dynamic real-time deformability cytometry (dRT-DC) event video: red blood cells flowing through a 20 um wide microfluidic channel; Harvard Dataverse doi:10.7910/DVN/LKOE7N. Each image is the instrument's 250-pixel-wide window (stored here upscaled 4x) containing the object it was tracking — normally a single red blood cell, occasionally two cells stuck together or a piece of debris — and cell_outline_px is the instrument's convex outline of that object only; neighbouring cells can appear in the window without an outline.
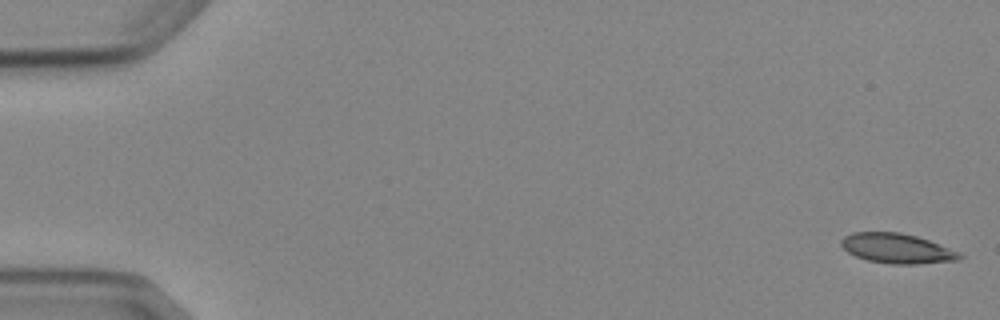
{"species": "Egyptian fruit bat (a non-hibernating species)", "species_latin": "Rousettus aegyptiacus", "temperature_condition": "cold", "stored_images_in_passage": 6, "camera_frame_rate_fps": 3000, "um_per_image_px": 0.085, "animal": {"sex": "female"}, "frame": {"image": 1, "passage_image": 1, "time_ms": 0.0, "image_size_px": [1000, 320], "cell_outline_px": [[964, 256], [960, 260], [916, 264], [892, 264], [868, 260], [856, 256], [848, 252], [840, 244], [840, 240], [844, 236], [852, 232], [900, 232], [916, 236], [940, 244], [960, 252]], "centroid_in_image_um": [76.26, 21.11], "position_along_channel_um": 8.7, "area_um2": 20.63}}
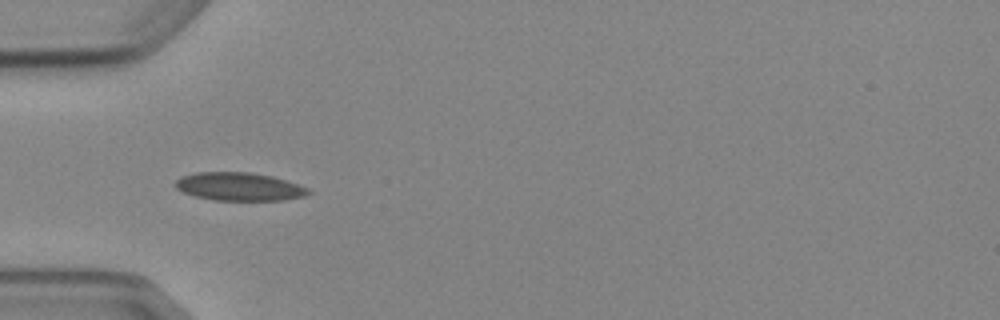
{"frame": {"image": 2, "passage_image": 5, "time_ms": 5.333, "image_size_px": [1000, 320], "cell_outline_px": [[312, 192], [304, 196], [284, 200], [212, 200], [192, 196], [176, 188], [176, 180], [180, 176], [196, 172], [248, 172], [272, 176], [308, 188]], "centroid_in_image_um": [20.3, 15.86], "position_along_channel_um": 64.7, "area_um2": 21.79}}
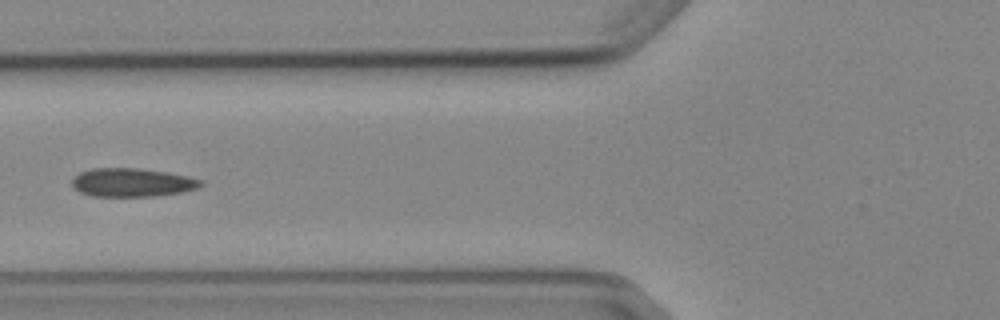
{"frame": {"image": 3, "passage_image": 6, "time_ms": 6.667, "image_size_px": [1000, 320], "cell_outline_px": [[204, 184], [200, 188], [180, 192], [152, 196], [92, 196], [80, 192], [72, 184], [72, 180], [80, 172], [92, 168], [136, 168], [164, 172], [188, 176], [204, 180]], "centroid_in_image_um": [11.26, 15.51], "position_along_channel_um": 114.5, "area_um2": 21.27}}